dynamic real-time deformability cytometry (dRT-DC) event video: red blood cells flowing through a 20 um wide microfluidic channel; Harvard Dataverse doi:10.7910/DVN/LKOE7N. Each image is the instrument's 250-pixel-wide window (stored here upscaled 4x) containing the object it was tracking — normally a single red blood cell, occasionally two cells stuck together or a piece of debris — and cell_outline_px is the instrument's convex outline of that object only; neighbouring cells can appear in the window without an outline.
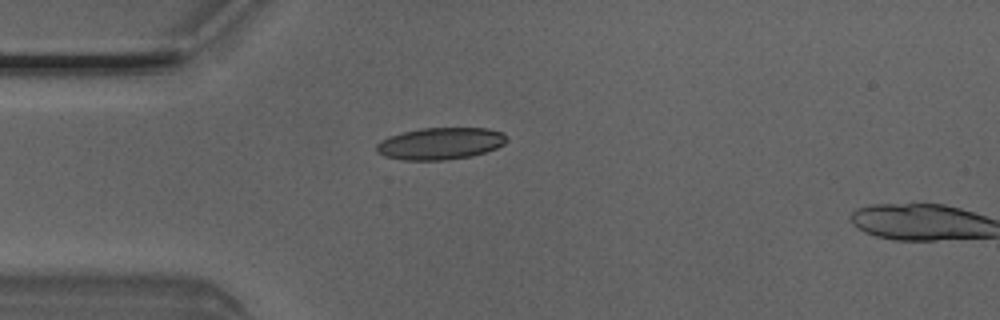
{"species": "Egyptian fruit bat (a non-hibernating species)", "species_latin": "Rousettus aegyptiacus", "temperature_condition": "room temperature", "stored_images_in_passage": 2, "camera_frame_rate_fps": 3000, "um_per_image_px": 0.085, "animal": {"sex": "male"}, "frame": {"image": 1, "passage_image": 1, "time_ms": 0.0, "image_size_px": [1000, 320], "cell_outline_px": [[508, 140], [504, 144], [496, 148], [472, 156], [444, 160], [404, 160], [384, 156], [376, 152], [376, 144], [380, 140], [388, 136], [420, 128], [488, 128], [504, 132], [508, 136]], "centroid_in_image_um": [37.44, 12.19], "position_along_channel_um": 47.6, "area_um2": 24.45}}